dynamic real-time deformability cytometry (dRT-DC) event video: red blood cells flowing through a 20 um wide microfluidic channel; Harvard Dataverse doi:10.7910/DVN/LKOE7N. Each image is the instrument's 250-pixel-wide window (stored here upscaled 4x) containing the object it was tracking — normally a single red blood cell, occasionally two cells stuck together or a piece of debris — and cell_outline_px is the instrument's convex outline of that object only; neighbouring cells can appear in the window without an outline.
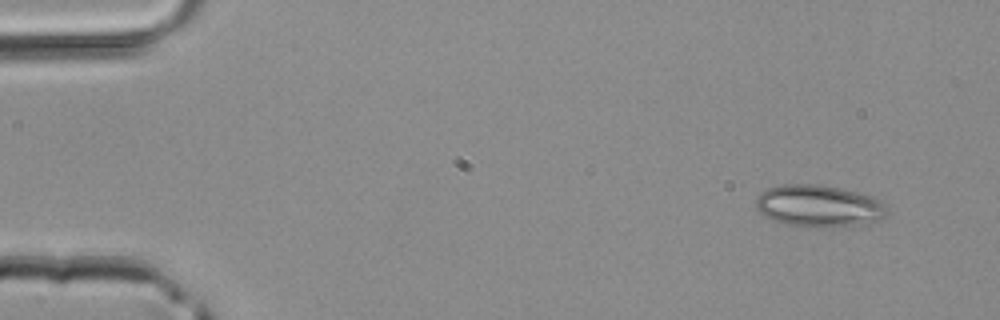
{"species": "common noctule bat (a hibernating species)", "species_latin": "Nyctalus noctula", "temperature_condition": "room temperature", "stored_images_in_passage": 3, "camera_frame_rate_fps": 3000, "um_per_image_px": 0.085, "animal": {"sex": "male", "body_mass_g": 20.4}, "frame": {"image": 1, "passage_image": 3, "time_ms": 0.667, "image_size_px": [1000, 320], "cell_outline_px": [[888, 208], [884, 216], [880, 220], [864, 224], [824, 228], [784, 224], [772, 220], [760, 212], [756, 208], [756, 196], [760, 192], [768, 188], [784, 184], [816, 184], [840, 188], [876, 196], [884, 200], [888, 204]], "centroid_in_image_um": [69.65, 17.5], "position_along_channel_um": 15.3, "area_um2": 32.66}}